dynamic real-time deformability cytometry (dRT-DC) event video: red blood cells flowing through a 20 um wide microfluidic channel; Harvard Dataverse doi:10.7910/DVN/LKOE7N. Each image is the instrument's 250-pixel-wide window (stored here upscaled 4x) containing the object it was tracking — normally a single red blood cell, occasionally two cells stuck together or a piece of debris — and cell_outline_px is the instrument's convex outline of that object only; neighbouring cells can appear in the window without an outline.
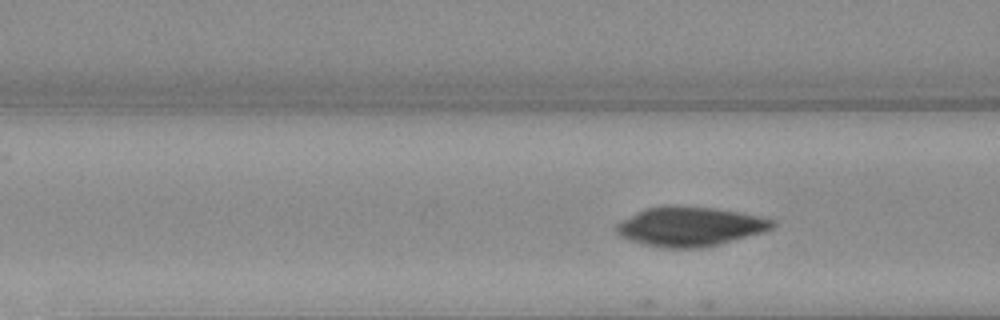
{"species": "Egyptian fruit bat (a non-hibernating species)", "species_latin": "Rousettus aegyptiacus", "temperature_condition": "warm", "stored_images_in_passage": 29, "camera_frame_rate_fps": 3000, "um_per_image_px": 0.085, "animal": {"sex": "female"}, "frame": {"image": 1, "passage_image": 7, "time_ms": 2.0, "image_size_px": [1000, 320], "cell_outline_px": [[776, 224], [772, 228], [760, 232], [720, 244], [700, 248], [660, 248], [628, 240], [620, 236], [616, 232], [616, 224], [636, 212], [648, 208], [668, 204], [716, 208], [740, 212], [760, 216], [776, 220]], "centroid_in_image_um": [58.63, 19.24], "position_along_channel_um": 108.0, "area_um2": 35.95}}
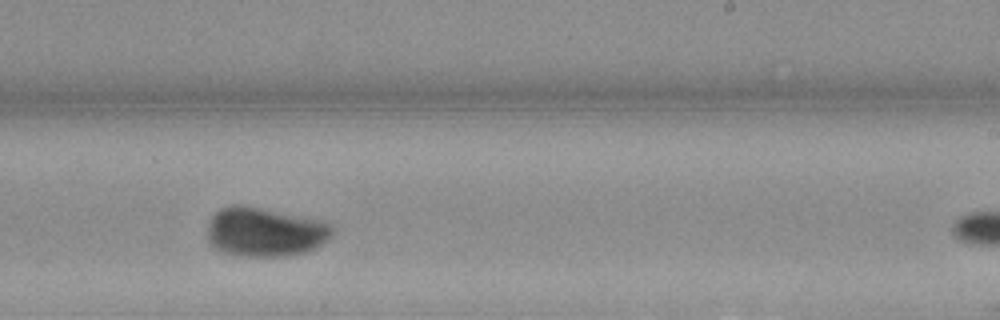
{"frame": {"image": 2, "passage_image": 19, "time_ms": 6.0, "image_size_px": [1000, 320], "cell_outline_px": [[332, 236], [328, 240], [316, 248], [308, 252], [292, 256], [236, 256], [220, 252], [212, 248], [208, 244], [208, 220], [220, 208], [232, 204], [244, 204], [332, 224]], "centroid_in_image_um": [22.45, 19.74], "position_along_channel_um": 266.5, "area_um2": 36.18}}
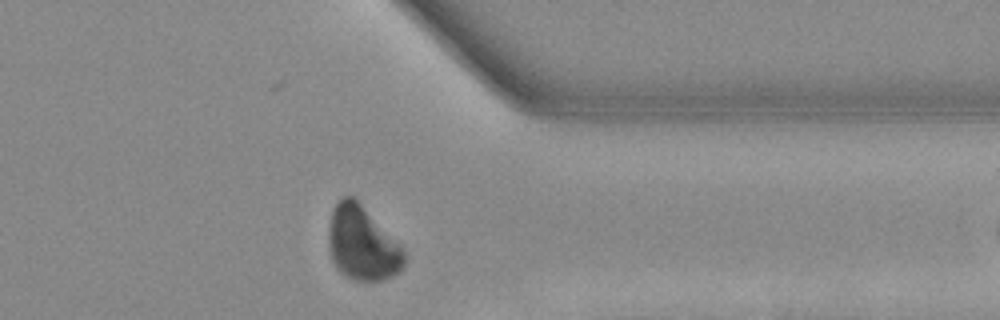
{"frame": {"image": 3, "passage_image": 28, "time_ms": 9.0, "image_size_px": [1000, 320], "cell_outline_px": [[404, 264], [400, 272], [384, 280], [352, 280], [344, 276], [336, 268], [332, 260], [328, 248], [328, 236], [332, 212], [336, 204], [344, 196], [352, 196], [400, 244], [404, 252]], "centroid_in_image_um": [30.78, 20.74], "position_along_channel_um": 380.6, "area_um2": 32.31}}